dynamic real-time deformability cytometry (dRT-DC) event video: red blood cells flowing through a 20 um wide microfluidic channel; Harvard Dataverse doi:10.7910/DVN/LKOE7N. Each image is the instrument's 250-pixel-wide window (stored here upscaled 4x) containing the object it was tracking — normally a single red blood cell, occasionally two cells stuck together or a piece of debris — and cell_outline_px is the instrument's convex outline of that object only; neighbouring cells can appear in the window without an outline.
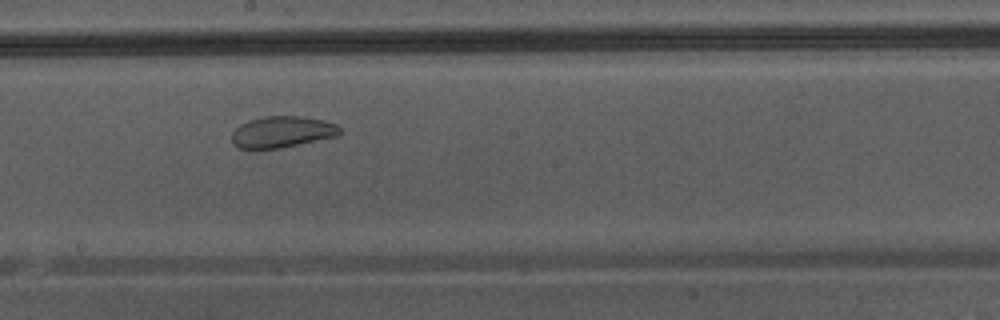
{"species": "Egyptian fruit bat (a non-hibernating species)", "species_latin": "Rousettus aegyptiacus", "temperature_condition": "warm", "stored_images_in_passage": 28, "camera_frame_rate_fps": 3000, "um_per_image_px": 0.085, "animal": {"sex": "male"}, "frame": {"image": 1, "passage_image": 12, "time_ms": 3.667, "image_size_px": [1000, 320], "cell_outline_px": [[340, 132], [336, 136], [280, 148], [240, 148], [232, 144], [232, 132], [240, 124], [248, 120], [264, 116], [304, 116], [324, 120], [336, 124], [340, 128]], "centroid_in_image_um": [23.96, 11.2], "position_along_channel_um": 224.2, "area_um2": 19.65}}